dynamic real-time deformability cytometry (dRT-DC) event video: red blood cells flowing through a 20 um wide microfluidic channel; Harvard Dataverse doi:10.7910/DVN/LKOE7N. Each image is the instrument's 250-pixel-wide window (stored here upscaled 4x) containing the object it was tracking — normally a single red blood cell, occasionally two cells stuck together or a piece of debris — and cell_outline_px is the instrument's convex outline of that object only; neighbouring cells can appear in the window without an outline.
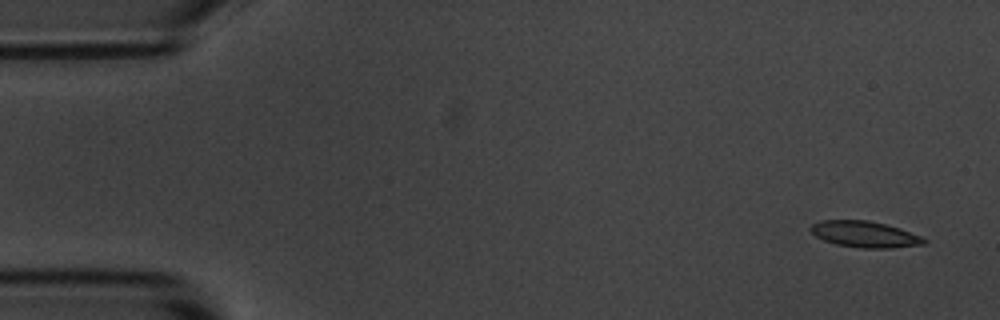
{"species": "common noctule bat (a hibernating species)", "species_latin": "Nyctalus noctula", "temperature_condition": "room temperature", "stored_images_in_passage": 5, "camera_frame_rate_fps": 3000, "um_per_image_px": 0.085, "animal": {"sex": "male", "body_mass_g": 20.1, "forearm_length_mm": 53.5}, "frame": {"image": 1, "passage_image": 1, "time_ms": 0.0, "image_size_px": [1000, 320], "cell_outline_px": [[928, 240], [924, 244], [892, 248], [860, 248], [836, 244], [824, 240], [816, 236], [808, 228], [812, 224], [820, 220], [868, 220], [888, 224], [900, 228], [920, 236]], "centroid_in_image_um": [73.5, 19.9], "position_along_channel_um": 11.5, "area_um2": 17.4}}
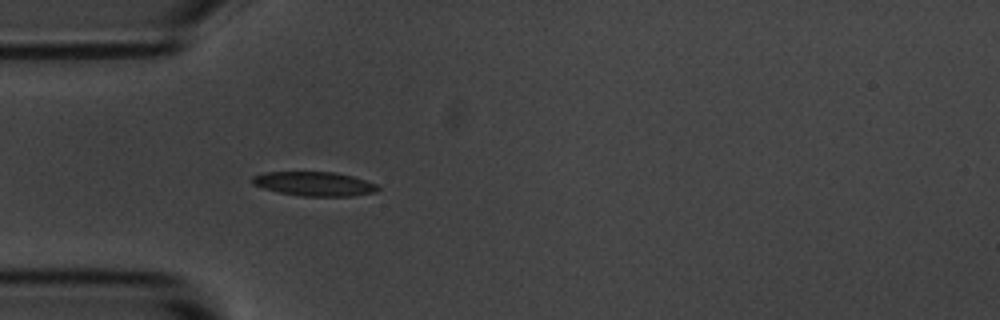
{"frame": {"image": 2, "passage_image": 5, "time_ms": 4.333, "image_size_px": [1000, 320], "cell_outline_px": [[380, 188], [376, 192], [352, 196], [304, 196], [280, 192], [264, 188], [252, 184], [252, 176], [264, 172], [336, 172], [352, 176], [376, 184]], "centroid_in_image_um": [26.72, 15.62], "position_along_channel_um": 58.3, "area_um2": 17.57}}